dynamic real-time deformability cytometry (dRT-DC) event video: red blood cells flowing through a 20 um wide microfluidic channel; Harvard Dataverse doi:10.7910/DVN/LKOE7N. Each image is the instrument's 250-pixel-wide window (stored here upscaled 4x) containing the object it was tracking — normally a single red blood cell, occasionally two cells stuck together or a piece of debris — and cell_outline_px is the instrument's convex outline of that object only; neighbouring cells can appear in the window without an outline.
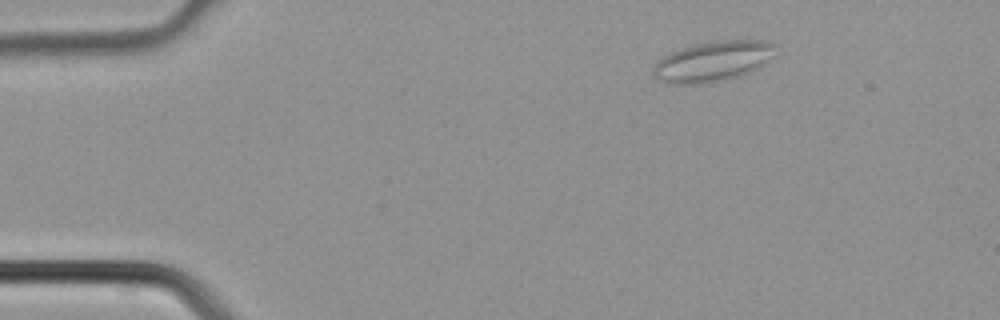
{"species": "common noctule bat (a hibernating species)", "species_latin": "Nyctalus noctula", "temperature_condition": "cold", "stored_images_in_passage": 3, "camera_frame_rate_fps": 3000, "um_per_image_px": 0.085, "animal": {"sex": "male", "body_mass_g": 21.5, "forearm_length_mm": 52.0}, "frame": {"image": 1, "passage_image": 1, "time_ms": 0.0, "image_size_px": [1000, 320], "cell_outline_px": [[776, 56], [752, 72], [740, 76], [724, 80], [704, 84], [668, 84], [660, 80], [652, 72], [652, 68], [656, 60], [680, 48], [692, 44], [720, 40], [764, 40], [772, 44]], "centroid_in_image_um": [60.59, 5.22], "position_along_channel_um": 24.4, "area_um2": 29.07}}